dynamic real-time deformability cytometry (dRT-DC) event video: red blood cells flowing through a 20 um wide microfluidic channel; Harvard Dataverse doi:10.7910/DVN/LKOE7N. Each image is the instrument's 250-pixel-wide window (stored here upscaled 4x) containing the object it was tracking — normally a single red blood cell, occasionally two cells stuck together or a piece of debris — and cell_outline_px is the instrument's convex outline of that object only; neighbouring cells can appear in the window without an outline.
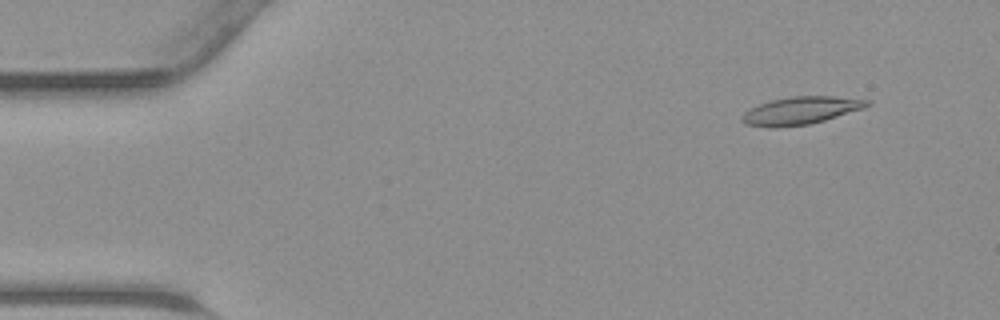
{"species": "common noctule bat (a hibernating species)", "species_latin": "Nyctalus noctula", "temperature_condition": "warm", "stored_images_in_passage": 44, "camera_frame_rate_fps": 3000, "um_per_image_px": 0.085, "animal": {"sex": "male", "body_mass_g": 23.1, "forearm_length_mm": 52.7}, "frame": {"image": 1, "passage_image": 3, "time_ms": 0.667, "image_size_px": [1000, 320], "cell_outline_px": [[872, 104], [864, 108], [824, 120], [808, 124], [776, 128], [768, 128], [744, 124], [740, 120], [740, 116], [744, 112], [768, 100], [792, 96], [836, 96], [872, 100]], "centroid_in_image_um": [68.05, 9.4], "position_along_channel_um": 17.0, "area_um2": 20.4}}
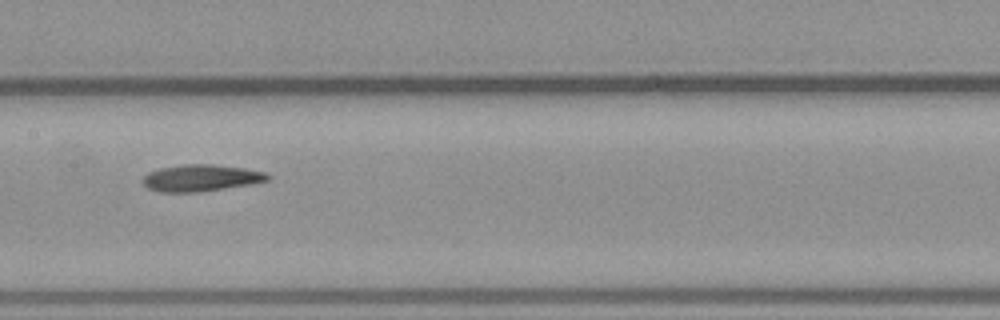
{"frame": {"image": 2, "passage_image": 21, "time_ms": 6.667, "image_size_px": [1000, 320], "cell_outline_px": [[272, 176], [268, 180], [248, 184], [224, 188], [196, 192], [160, 192], [148, 188], [140, 180], [148, 172], [160, 168], [184, 164], [212, 164], [244, 168], [264, 172]], "centroid_in_image_um": [17.04, 15.12], "position_along_channel_um": 190.4, "area_um2": 19.31}}
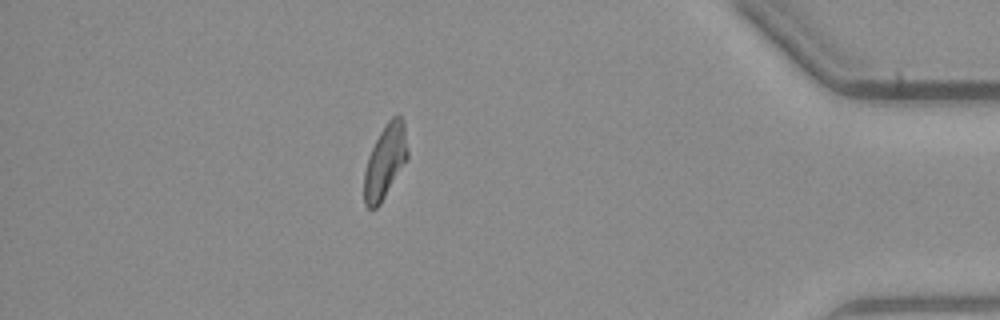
{"frame": {"image": 3, "passage_image": 38, "time_ms": 12.333, "image_size_px": [1000, 320], "cell_outline_px": [[408, 156], [380, 204], [376, 208], [368, 208], [364, 204], [364, 172], [368, 156], [380, 132], [388, 120], [392, 116], [400, 116], [404, 120], [408, 152]], "centroid_in_image_um": [32.72, 13.71], "position_along_channel_um": 402.5, "area_um2": 18.38}}